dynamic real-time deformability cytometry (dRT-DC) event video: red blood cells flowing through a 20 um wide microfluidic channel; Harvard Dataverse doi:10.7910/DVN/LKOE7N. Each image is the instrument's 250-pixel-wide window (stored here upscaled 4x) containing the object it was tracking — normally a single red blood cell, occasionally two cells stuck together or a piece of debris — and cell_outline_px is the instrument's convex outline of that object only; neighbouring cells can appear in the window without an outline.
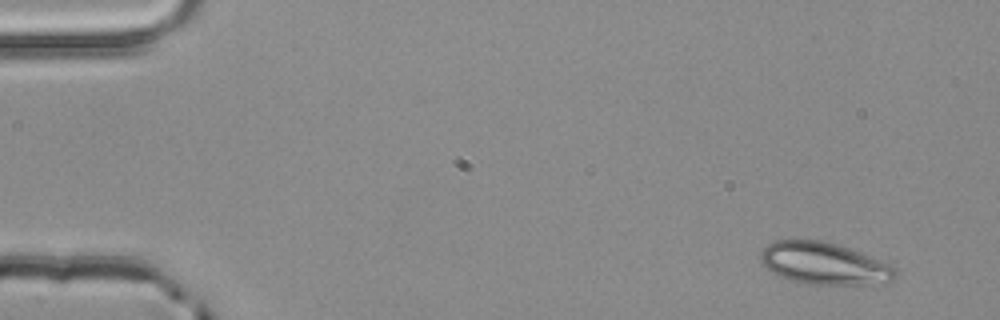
{"species": "common noctule bat (a hibernating species)", "species_latin": "Nyctalus noctula", "temperature_condition": "room temperature", "stored_images_in_passage": 3, "camera_frame_rate_fps": 3000, "um_per_image_px": 0.085, "animal": {"sex": "male", "body_mass_g": 20.4}, "frame": {"image": 1, "passage_image": 1, "time_ms": 0.0, "image_size_px": [1000, 320], "cell_outline_px": [[896, 276], [892, 280], [868, 284], [796, 284], [772, 272], [760, 260], [760, 252], [768, 244], [776, 240], [820, 240], [836, 244], [848, 248], [880, 260], [896, 268]], "centroid_in_image_um": [70.0, 22.4], "position_along_channel_um": 15.0, "area_um2": 32.77}}